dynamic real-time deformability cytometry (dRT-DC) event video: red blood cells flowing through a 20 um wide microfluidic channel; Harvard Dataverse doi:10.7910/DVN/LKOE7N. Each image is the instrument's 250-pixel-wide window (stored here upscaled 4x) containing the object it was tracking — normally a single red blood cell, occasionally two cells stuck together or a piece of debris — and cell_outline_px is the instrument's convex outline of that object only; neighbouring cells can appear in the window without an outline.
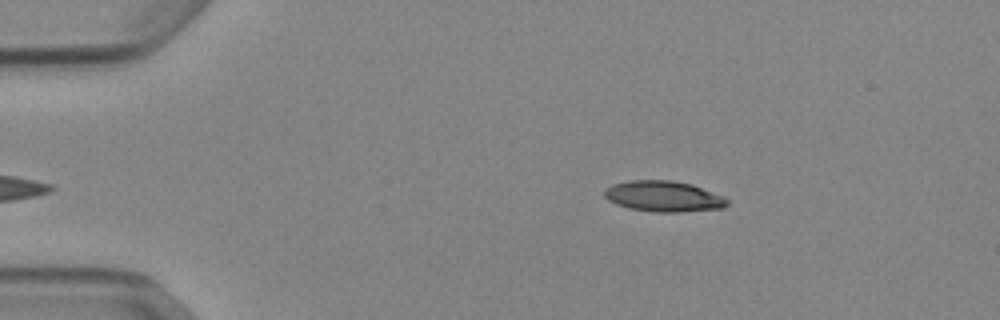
{"species": "Egyptian fruit bat (a non-hibernating species)", "species_latin": "Rousettus aegyptiacus", "temperature_condition": "cold", "stored_images_in_passage": 46, "camera_frame_rate_fps": 3000, "um_per_image_px": 0.085, "animal": {"sex": "female"}, "frame": {"image": 1, "passage_image": 3, "time_ms": 0.667, "image_size_px": [1000, 320], "cell_outline_px": [[728, 204], [724, 208], [680, 212], [656, 212], [628, 208], [616, 204], [608, 200], [604, 196], [604, 188], [612, 184], [628, 180], [672, 180], [692, 184], [724, 196], [728, 200]], "centroid_in_image_um": [56.39, 16.68], "position_along_channel_um": 28.6, "area_um2": 22.25}}
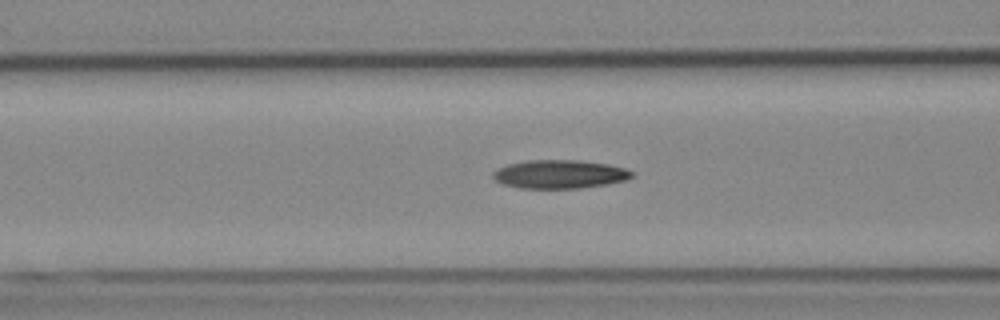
{"frame": {"image": 2, "passage_image": 15, "time_ms": 4.667, "image_size_px": [1000, 320], "cell_outline_px": [[632, 176], [624, 180], [608, 184], [580, 188], [520, 188], [504, 184], [496, 180], [492, 176], [492, 172], [508, 164], [528, 160], [580, 160], [608, 164], [624, 168], [632, 172]], "centroid_in_image_um": [47.56, 14.8], "position_along_channel_um": 119.0, "area_um2": 22.89}}
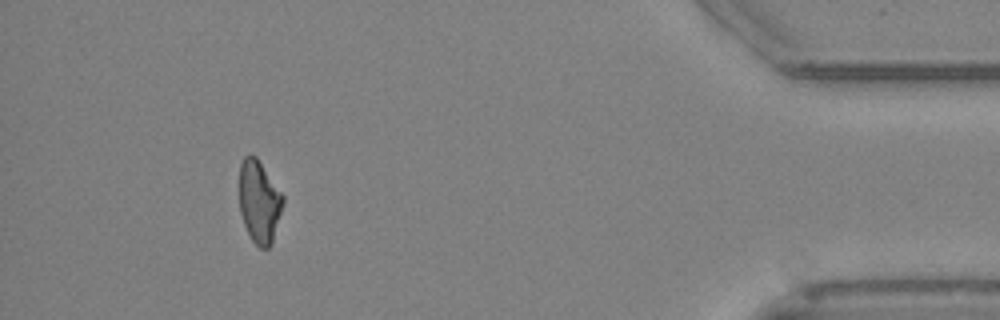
{"frame": {"image": 3, "passage_image": 42, "time_ms": 13.667, "image_size_px": [1000, 320], "cell_outline_px": [[284, 204], [272, 244], [268, 248], [260, 248], [252, 240], [244, 224], [240, 212], [240, 164], [244, 156], [248, 152], [252, 152], [256, 156], [284, 196]], "centroid_in_image_um": [22.04, 17.12], "position_along_channel_um": 413.2, "area_um2": 21.15}, "authors_computed_cell_mechanics": {"area_um2": 22.0796, "velocity_mm_per_s": 3.9018, "shape_relaxation_time_tau1_ms": null, "shape_relaxation_time_tau2_ms": 8.1305, "deformation_change_tau1": null, "deformation_change_tau2": 0.1883}}